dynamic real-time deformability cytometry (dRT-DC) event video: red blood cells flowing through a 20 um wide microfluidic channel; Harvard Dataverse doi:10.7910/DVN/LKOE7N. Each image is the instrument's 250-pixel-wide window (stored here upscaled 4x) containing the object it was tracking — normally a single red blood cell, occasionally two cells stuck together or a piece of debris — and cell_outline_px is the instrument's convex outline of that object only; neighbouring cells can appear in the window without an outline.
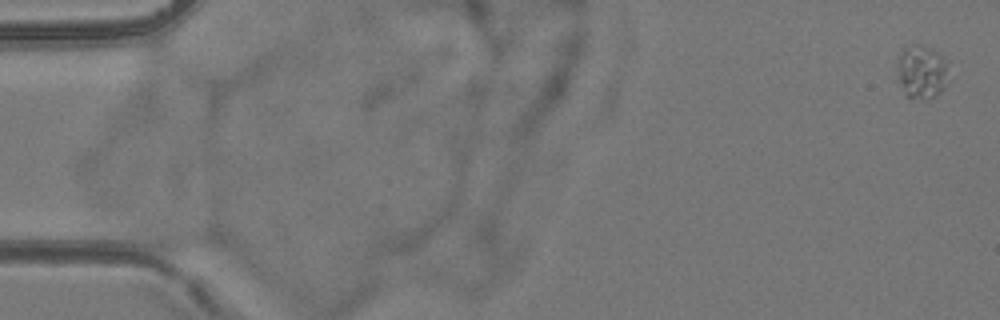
{"species": "common noctule bat (a hibernating species)", "species_latin": "Nyctalus noctula", "temperature_condition": "room temperature", "stored_images_in_passage": 5, "camera_frame_rate_fps": 3000, "um_per_image_px": 0.085, "animal": {"sex": "female", "body_mass_g": 24.6, "forearm_length_mm": 56.2}, "frame": {"image": 1, "passage_image": 1, "time_ms": 0.0, "image_size_px": [1000, 320], "cell_outline_px": [[948, 84], [940, 92], [932, 96], [908, 96], [896, 80], [896, 64], [904, 48], [920, 44], [932, 48], [940, 56], [944, 64]], "centroid_in_image_um": [78.28, 6.08], "position_along_channel_um": 6.7, "area_um2": 15.37}}
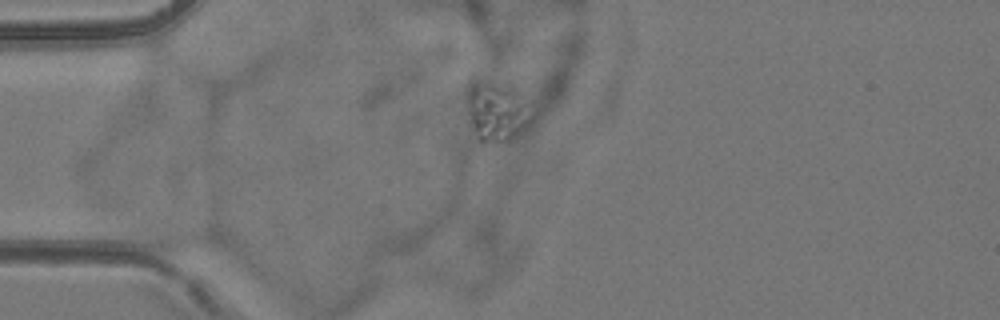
{"frame": {"image": 2, "passage_image": 5, "time_ms": 4.667, "image_size_px": [1000, 320], "cell_outline_px": [[528, 124], [508, 140], [480, 140], [468, 120], [468, 100], [472, 84], [488, 84], [500, 88], [512, 96], [528, 120]], "centroid_in_image_um": [42.01, 9.63], "position_along_channel_um": 43.0, "area_um2": 18.38}}